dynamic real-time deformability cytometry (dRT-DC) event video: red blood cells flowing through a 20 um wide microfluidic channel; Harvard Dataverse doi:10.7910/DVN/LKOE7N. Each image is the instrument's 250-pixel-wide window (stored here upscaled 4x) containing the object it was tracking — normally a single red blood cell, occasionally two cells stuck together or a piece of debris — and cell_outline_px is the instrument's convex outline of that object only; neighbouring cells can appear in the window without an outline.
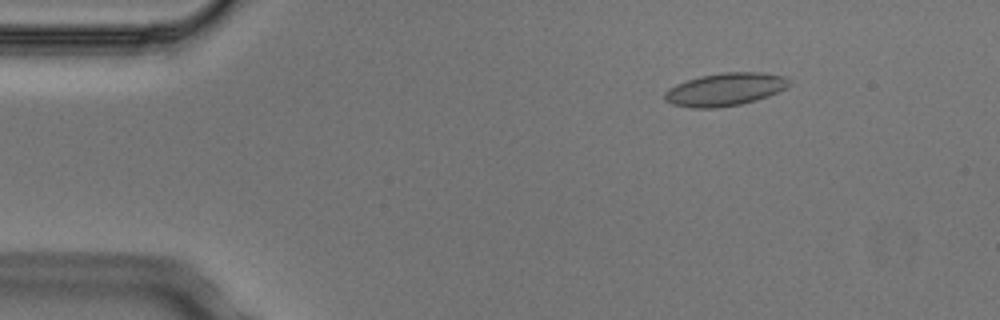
{"species": "Egyptian fruit bat (a non-hibernating species)", "species_latin": "Rousettus aegyptiacus", "temperature_condition": "cold", "stored_images_in_passage": 4, "camera_frame_rate_fps": 3000, "um_per_image_px": 0.085, "animal": {"sex": "male"}, "frame": {"image": 1, "passage_image": 2, "time_ms": 0.333, "image_size_px": [1000, 320], "cell_outline_px": [[792, 84], [788, 88], [768, 96], [756, 100], [740, 104], [716, 108], [688, 108], [672, 104], [664, 100], [664, 92], [668, 88], [676, 84], [700, 76], [724, 72], [760, 72], [784, 76]], "centroid_in_image_um": [61.63, 7.6], "position_along_channel_um": 23.4, "area_um2": 23.99}}